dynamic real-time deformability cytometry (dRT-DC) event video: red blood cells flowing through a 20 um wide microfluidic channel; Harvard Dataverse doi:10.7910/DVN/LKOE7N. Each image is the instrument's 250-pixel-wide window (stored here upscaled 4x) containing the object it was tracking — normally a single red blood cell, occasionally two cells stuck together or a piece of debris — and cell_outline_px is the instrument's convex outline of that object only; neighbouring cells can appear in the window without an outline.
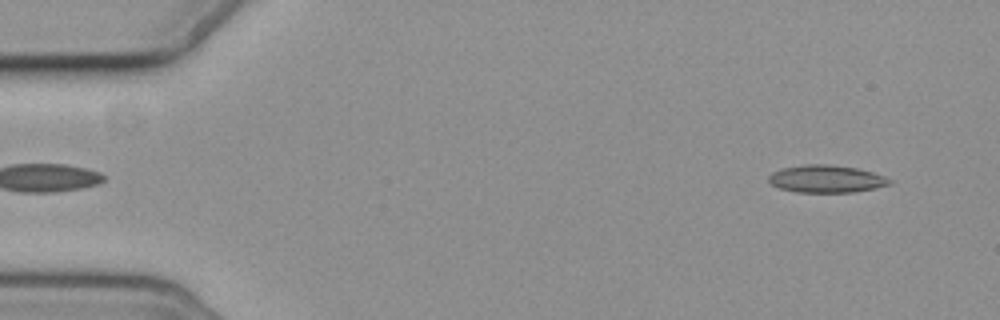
{"species": "common noctule bat (a hibernating species)", "species_latin": "Nyctalus noctula", "temperature_condition": "cold", "stored_images_in_passage": 5, "segment_of_instrument_passage": [2, 2], "camera_frame_rate_fps": 3000, "um_per_image_px": 0.085, "animal": {"sex": "female", "body_mass_g": 19.3, "forearm_length_mm": 54.1}, "frame": {"image": 1, "passage_image": 5, "time_ms": 5.667, "image_size_px": [1000, 320], "cell_outline_px": [[892, 184], [876, 188], [852, 192], [796, 192], [780, 188], [772, 184], [768, 180], [768, 176], [772, 172], [780, 168], [804, 164], [828, 164], [856, 168], [872, 172], [884, 176], [892, 180]], "centroid_in_image_um": [70.23, 15.2], "position_along_channel_um": 14.8, "area_um2": 19.42}}